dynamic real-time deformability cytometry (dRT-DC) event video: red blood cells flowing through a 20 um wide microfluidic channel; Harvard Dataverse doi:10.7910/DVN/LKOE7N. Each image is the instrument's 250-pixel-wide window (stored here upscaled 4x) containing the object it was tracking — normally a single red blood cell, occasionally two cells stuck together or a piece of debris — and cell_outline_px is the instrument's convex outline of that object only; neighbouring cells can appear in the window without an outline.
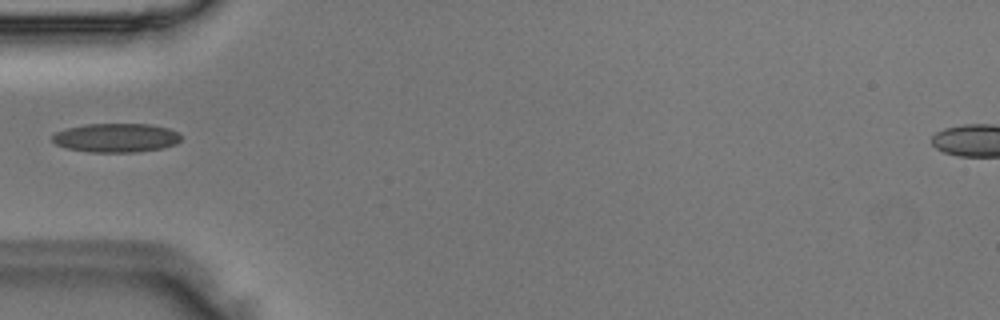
{"species": "Egyptian fruit bat (a non-hibernating species)", "species_latin": "Rousettus aegyptiacus", "temperature_condition": "room temperature", "stored_images_in_passage": 33, "camera_frame_rate_fps": 3000, "um_per_image_px": 0.085, "animal": {"sex": "male"}, "frame": {"image": 1, "passage_image": 1, "time_ms": 0.0, "image_size_px": [1000, 320], "cell_outline_px": [[180, 140], [176, 144], [164, 148], [136, 152], [92, 152], [68, 148], [56, 144], [52, 140], [52, 136], [56, 132], [68, 128], [88, 124], [152, 124], [168, 128], [180, 132]], "centroid_in_image_um": [9.92, 11.71], "position_along_channel_um": 75.1, "area_um2": 21.68}}
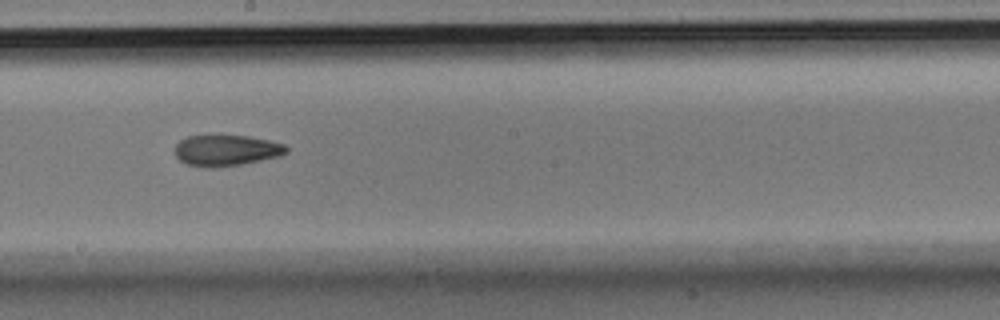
{"frame": {"image": 2, "passage_image": 12, "time_ms": 3.667, "image_size_px": [1000, 320], "cell_outline_px": [[288, 152], [280, 156], [240, 164], [216, 168], [204, 168], [188, 164], [180, 160], [176, 156], [176, 144], [180, 140], [188, 136], [248, 136], [268, 140], [284, 144], [288, 148]], "centroid_in_image_um": [19.24, 12.79], "position_along_channel_um": 229.0, "area_um2": 20.0}}
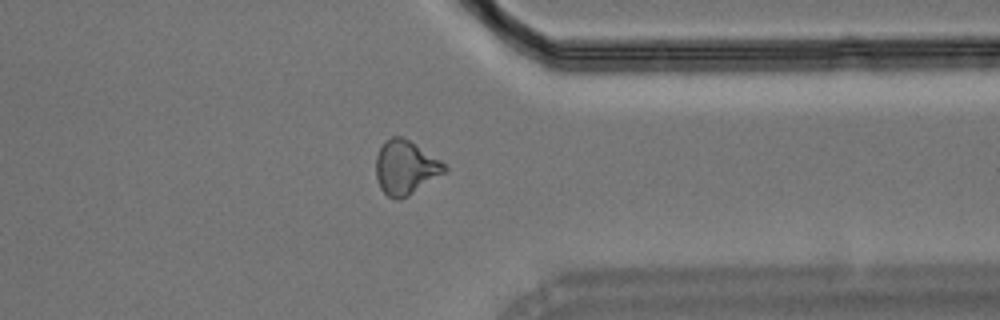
{"frame": {"image": 3, "passage_image": 23, "time_ms": 7.333, "image_size_px": [1000, 320], "cell_outline_px": [[448, 168], [444, 172], [408, 196], [400, 200], [396, 200], [388, 196], [380, 188], [376, 176], [376, 156], [384, 140], [392, 136], [400, 136], [408, 140], [448, 164]], "centroid_in_image_um": [34.46, 14.23], "position_along_channel_um": 376.9, "area_um2": 21.5}}